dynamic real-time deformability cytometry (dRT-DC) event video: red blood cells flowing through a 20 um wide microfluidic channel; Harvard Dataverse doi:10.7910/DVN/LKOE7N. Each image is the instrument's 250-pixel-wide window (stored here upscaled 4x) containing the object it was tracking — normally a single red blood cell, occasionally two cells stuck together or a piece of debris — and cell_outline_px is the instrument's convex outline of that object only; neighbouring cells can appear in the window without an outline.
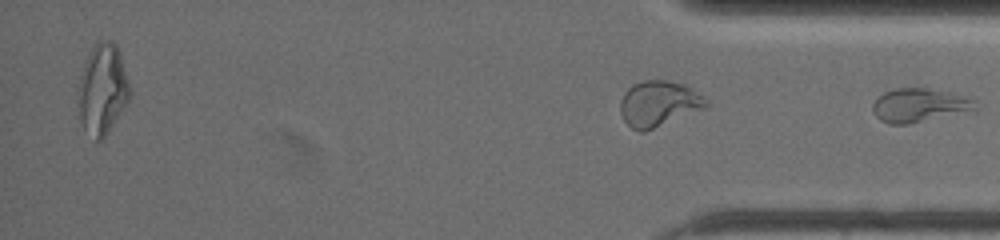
{"species": "common noctule bat (a hibernating species)", "species_latin": "Nyctalus noctula", "temperature_condition": "warm", "stored_images_in_passage": 19, "segment_of_instrument_passage": [2, 2], "camera_frame_rate_fps": 3000, "um_per_image_px": 0.085, "animal": {"sex": "female", "body_mass_g": 19.5, "forearm_length_mm": 54.1}, "frame": {"image": 1, "passage_image": 19, "time_ms": 12.667, "image_size_px": [1000, 240], "cell_outline_px": [[980, 108], [976, 112], [908, 124], [888, 124], [880, 120], [872, 112], [872, 104], [884, 92], [896, 88], [928, 88], [968, 96], [976, 100]], "centroid_in_image_um": [78.27, 8.97], "position_along_channel_um": 356.9, "area_um2": 20.92}}